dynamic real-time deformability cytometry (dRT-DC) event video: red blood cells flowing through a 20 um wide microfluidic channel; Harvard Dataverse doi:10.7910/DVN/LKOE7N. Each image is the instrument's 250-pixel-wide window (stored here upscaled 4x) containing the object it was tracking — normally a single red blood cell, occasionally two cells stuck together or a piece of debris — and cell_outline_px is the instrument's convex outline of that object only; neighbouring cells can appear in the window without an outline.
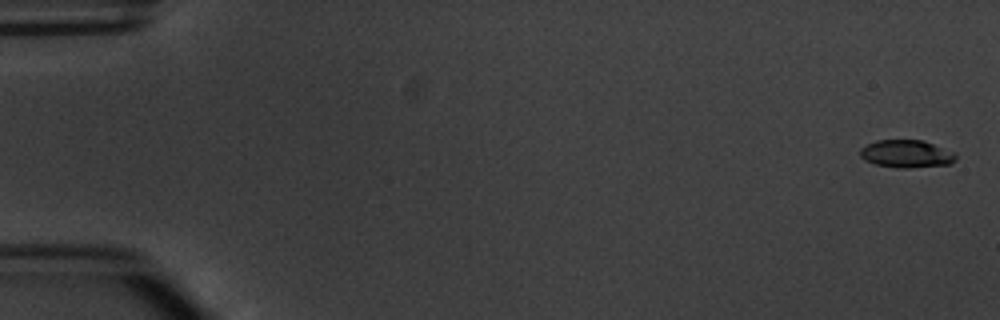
{"species": "common noctule bat (a hibernating species)", "species_latin": "Nyctalus noctula", "temperature_condition": "warm", "stored_images_in_passage": 5, "camera_frame_rate_fps": 3000, "um_per_image_px": 0.085, "animal": {"sex": "male", "body_mass_g": 20.1, "forearm_length_mm": 53.5}, "frame": {"image": 1, "passage_image": 1, "time_ms": 0.0, "image_size_px": [1000, 320], "cell_outline_px": [[956, 160], [948, 164], [908, 168], [896, 168], [876, 164], [864, 160], [860, 156], [860, 148], [876, 140], [924, 140], [956, 152]], "centroid_in_image_um": [77.06, 13.07], "position_along_channel_um": 7.9, "area_um2": 15.55}}
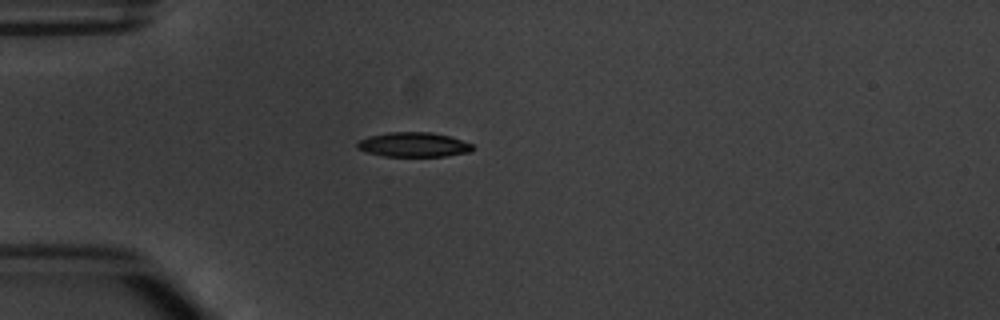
{"frame": {"image": 2, "passage_image": 5, "time_ms": 4.667, "image_size_px": [1000, 320], "cell_outline_px": [[472, 148], [468, 152], [444, 156], [384, 156], [368, 152], [356, 148], [356, 144], [360, 140], [368, 136], [388, 132], [432, 132], [448, 136], [472, 144]], "centroid_in_image_um": [35.1, 12.29], "position_along_channel_um": 49.9, "area_um2": 16.3}}